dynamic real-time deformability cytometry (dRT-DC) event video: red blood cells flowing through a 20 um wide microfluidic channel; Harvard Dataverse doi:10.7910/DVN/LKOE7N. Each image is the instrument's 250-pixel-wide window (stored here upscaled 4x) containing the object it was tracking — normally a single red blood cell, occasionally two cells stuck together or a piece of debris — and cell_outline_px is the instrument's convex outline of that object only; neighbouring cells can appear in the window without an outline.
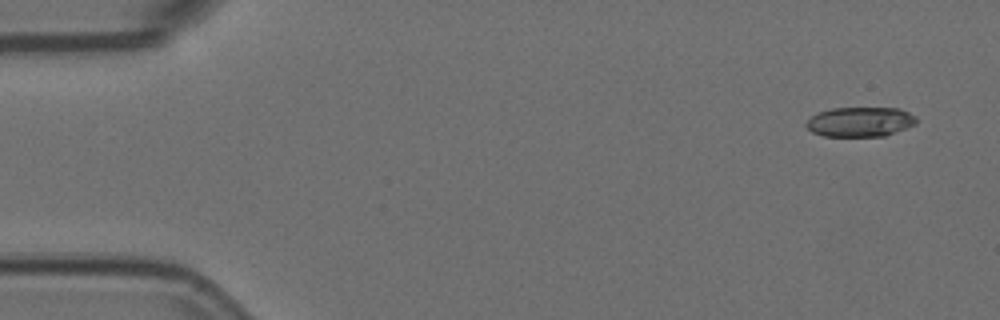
{"species": "Egyptian fruit bat (a non-hibernating species)", "species_latin": "Rousettus aegyptiacus", "temperature_condition": "room temperature", "stored_images_in_passage": 54, "camera_frame_rate_fps": 3000, "um_per_image_px": 0.085, "animal": {"sex": "female"}, "frame": {"image": 1, "passage_image": 1, "time_ms": 0.0, "image_size_px": [1000, 320], "cell_outline_px": [[916, 124], [884, 136], [824, 136], [812, 132], [804, 124], [812, 116], [820, 112], [832, 108], [900, 108], [916, 116]], "centroid_in_image_um": [73.12, 10.35], "position_along_channel_um": 11.9, "area_um2": 18.96}}
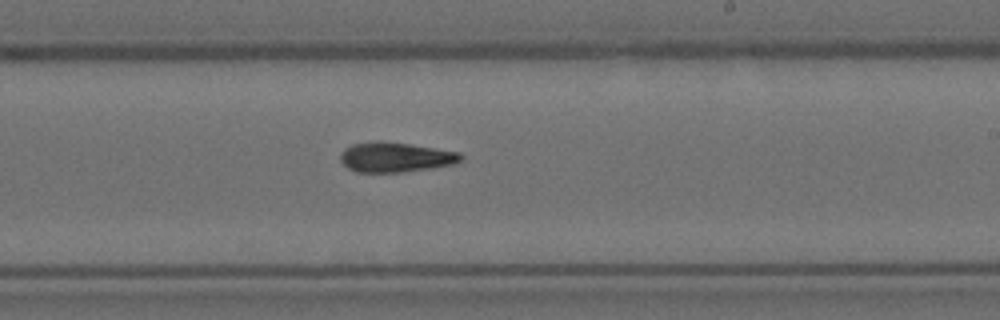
{"frame": {"image": 2, "passage_image": 31, "time_ms": 10.0, "image_size_px": [1000, 320], "cell_outline_px": [[464, 160], [456, 164], [432, 168], [400, 172], [356, 172], [348, 168], [340, 160], [340, 152], [344, 148], [352, 144], [376, 140], [380, 140], [408, 144], [460, 152], [464, 156]], "centroid_in_image_um": [33.63, 13.36], "position_along_channel_um": 255.4, "area_um2": 21.21}}
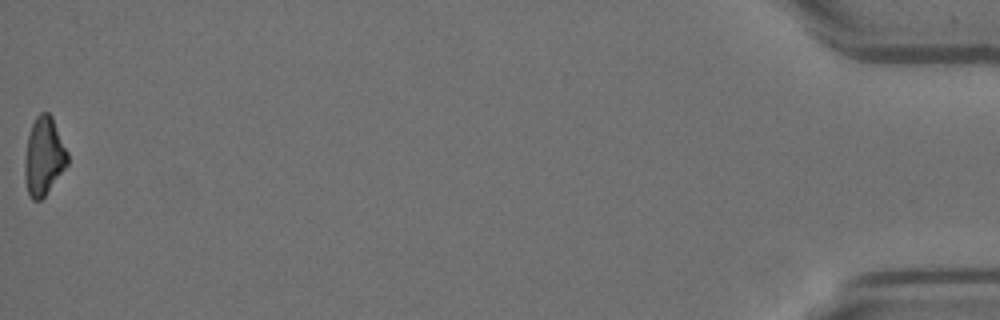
{"frame": {"image": 3, "passage_image": 54, "time_ms": 17.667, "image_size_px": [1000, 320], "cell_outline_px": [[68, 164], [44, 196], [40, 200], [32, 200], [28, 192], [24, 180], [24, 160], [28, 136], [32, 124], [36, 116], [40, 112], [48, 112], [52, 116], [68, 152]], "centroid_in_image_um": [3.72, 13.28], "position_along_channel_um": 431.5, "area_um2": 19.48}}